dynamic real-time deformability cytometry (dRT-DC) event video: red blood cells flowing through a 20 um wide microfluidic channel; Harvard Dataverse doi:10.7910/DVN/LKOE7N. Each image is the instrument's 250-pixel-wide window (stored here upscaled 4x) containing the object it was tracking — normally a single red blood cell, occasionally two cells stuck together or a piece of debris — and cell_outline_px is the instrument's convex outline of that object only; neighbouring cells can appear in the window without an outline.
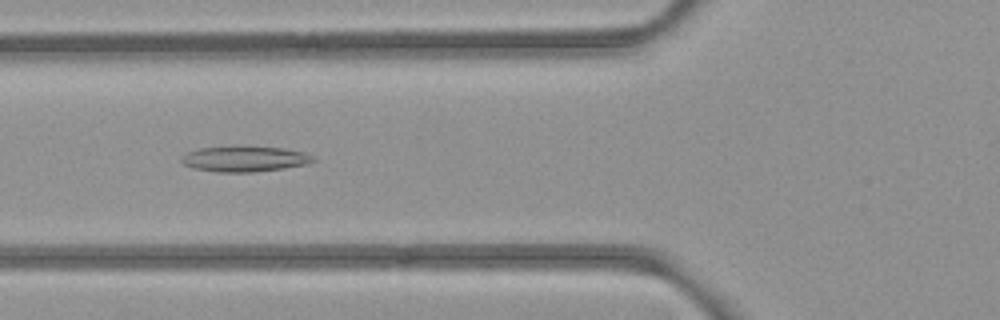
{"species": "common noctule bat (a hibernating species)", "species_latin": "Nyctalus noctula", "temperature_condition": "room temperature", "stored_images_in_passage": 51, "camera_frame_rate_fps": 3000, "um_per_image_px": 0.085, "animal": {"sex": "female", "body_mass_g": 21.9}, "frame": {"image": 1, "passage_image": 20, "time_ms": 6.333, "image_size_px": [1000, 320], "cell_outline_px": [[316, 160], [304, 164], [284, 168], [256, 172], [216, 172], [192, 168], [184, 164], [180, 160], [180, 156], [188, 152], [200, 148], [240, 144], [284, 148], [304, 152], [312, 156]], "centroid_in_image_um": [20.75, 13.47], "position_along_channel_um": 105.1, "area_um2": 20.23}}
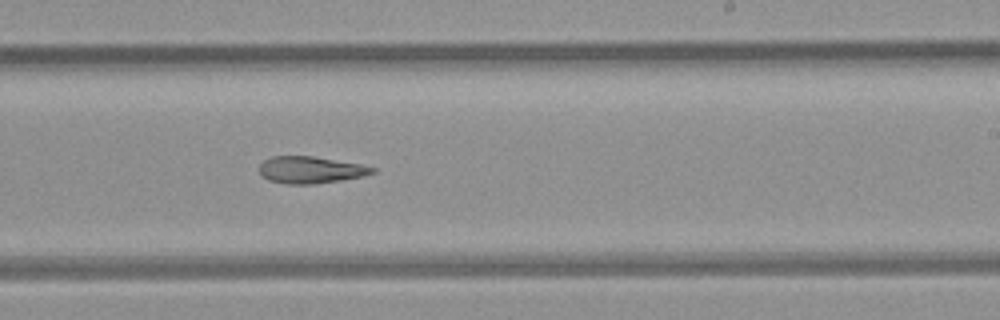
{"frame": {"image": 2, "passage_image": 32, "time_ms": 10.333, "image_size_px": [1000, 320], "cell_outline_px": [[376, 172], [364, 176], [340, 180], [312, 184], [288, 184], [268, 180], [260, 176], [260, 164], [264, 160], [272, 156], [312, 156], [360, 164], [376, 168]], "centroid_in_image_um": [26.38, 14.44], "position_along_channel_um": 262.6, "area_um2": 17.69}}
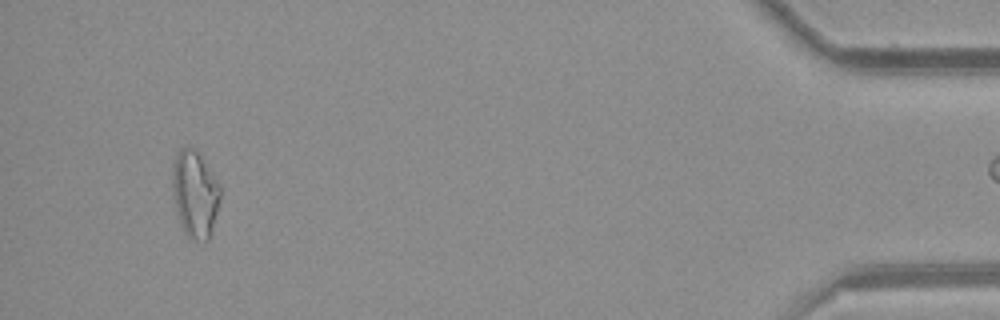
{"frame": {"image": 3, "passage_image": 50, "time_ms": 16.333, "image_size_px": [1000, 320], "cell_outline_px": [[220, 200], [208, 240], [192, 240], [184, 232], [180, 224], [176, 208], [172, 184], [172, 164], [180, 148], [192, 148], [200, 156], [220, 184]], "centroid_in_image_um": [16.56, 16.5], "position_along_channel_um": 418.6, "area_um2": 23.76}}